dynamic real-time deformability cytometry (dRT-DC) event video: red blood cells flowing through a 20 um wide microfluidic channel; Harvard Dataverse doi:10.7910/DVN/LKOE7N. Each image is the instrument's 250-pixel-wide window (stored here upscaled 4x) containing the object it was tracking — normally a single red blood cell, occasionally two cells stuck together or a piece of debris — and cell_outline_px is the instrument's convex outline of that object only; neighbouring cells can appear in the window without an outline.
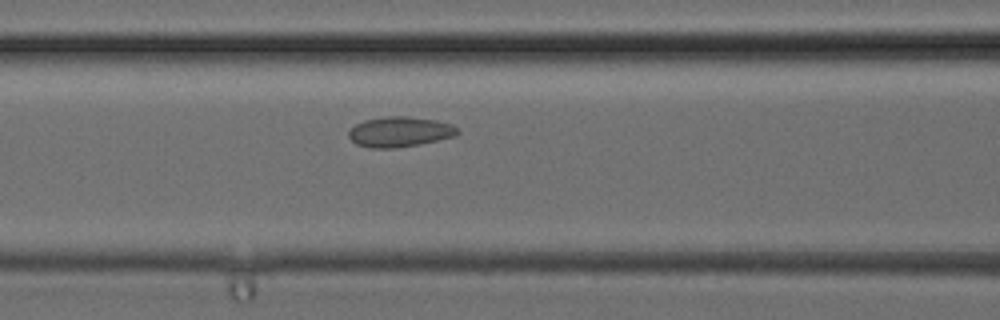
{"species": "common noctule bat (a hibernating species)", "species_latin": "Nyctalus noctula", "temperature_condition": "cold", "stored_images_in_passage": 18, "camera_frame_rate_fps": 3000, "um_per_image_px": 0.085, "animal": {"sex": "female", "body_mass_g": 24.6, "forearm_length_mm": 56.2}, "frame": {"image": 1, "passage_image": 7, "time_ms": 2.0, "image_size_px": [1000, 320], "cell_outline_px": [[456, 132], [448, 136], [432, 140], [412, 144], [360, 144], [352, 140], [352, 128], [368, 120], [424, 120], [444, 124], [452, 128]], "centroid_in_image_um": [33.93, 11.21], "position_along_channel_um": 132.7, "area_um2": 14.97}}
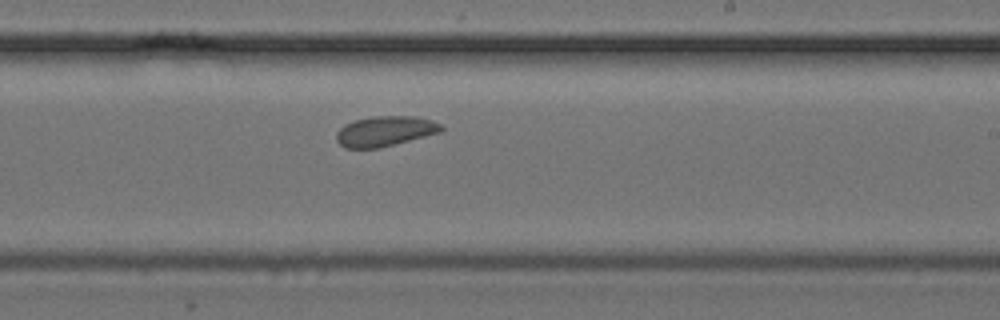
{"frame": {"image": 2, "passage_image": 13, "time_ms": 4.0, "image_size_px": [1000, 320], "cell_outline_px": [[440, 128], [432, 132], [404, 140], [372, 148], [348, 148], [340, 144], [340, 132], [348, 124], [360, 120], [424, 120], [436, 124]], "centroid_in_image_um": [32.55, 11.24], "position_along_channel_um": 256.5, "area_um2": 14.74}}
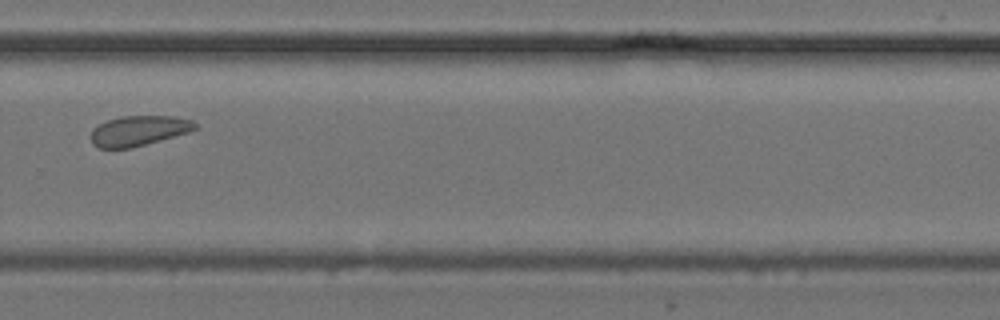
{"frame": {"image": 3, "passage_image": 16, "time_ms": 5.0, "image_size_px": [1000, 320], "cell_outline_px": [[192, 128], [184, 132], [140, 144], [124, 148], [104, 148], [96, 144], [92, 140], [92, 132], [96, 128], [112, 120], [132, 116], [156, 116], [184, 120], [192, 124]], "centroid_in_image_um": [11.66, 11.12], "position_along_channel_um": 318.1, "area_um2": 16.01}}